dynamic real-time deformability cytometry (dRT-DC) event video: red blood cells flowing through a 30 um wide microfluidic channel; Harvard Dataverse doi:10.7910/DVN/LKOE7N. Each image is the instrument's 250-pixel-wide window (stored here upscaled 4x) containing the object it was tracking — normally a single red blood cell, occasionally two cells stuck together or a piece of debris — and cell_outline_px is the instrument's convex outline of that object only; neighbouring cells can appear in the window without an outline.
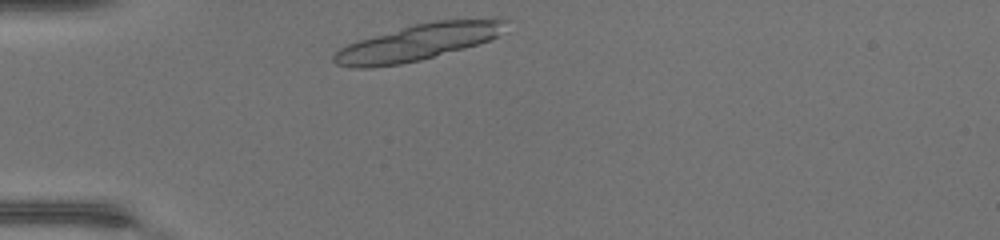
{"species": "common noctule bat (a hibernating species)", "species_latin": "Nyctalus noctula", "temperature_condition": "warm", "stored_images_in_passage": 21, "segment_of_instrument_passage": [1, 2], "camera_frame_rate_fps": 3000, "um_per_image_px": 0.085, "animal": {"sex": "female", "body_mass_g": 17.0, "forearm_length_mm": 48.0}, "frame": {"image": 1, "passage_image": 1, "time_ms": 0.0, "image_size_px": [1000, 240], "cell_outline_px": [[508, 20], [496, 36], [488, 40], [464, 48], [420, 60], [400, 64], [372, 68], [352, 68], [336, 64], [332, 60], [332, 56], [340, 48], [348, 44], [360, 40], [412, 24], [436, 20], [496, 16], [500, 16]], "centroid_in_image_um": [35.55, 3.57], "position_along_channel_um": 49.4, "area_um2": 36.53}}